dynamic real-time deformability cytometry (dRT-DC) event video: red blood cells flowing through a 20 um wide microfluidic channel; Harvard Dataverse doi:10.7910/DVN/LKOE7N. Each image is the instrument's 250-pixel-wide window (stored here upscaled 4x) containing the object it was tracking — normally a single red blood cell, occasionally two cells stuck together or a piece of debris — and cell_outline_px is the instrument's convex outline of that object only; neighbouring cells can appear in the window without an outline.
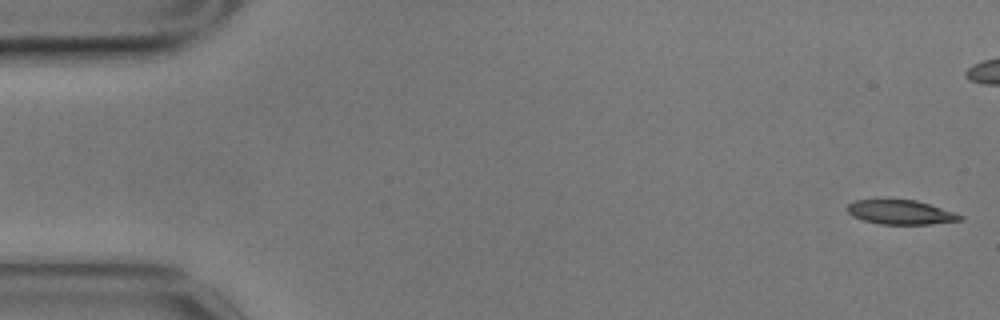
{"species": "common noctule bat (a hibernating species)", "species_latin": "Nyctalus noctula", "temperature_condition": "cold", "stored_images_in_passage": 57, "camera_frame_rate_fps": 3000, "um_per_image_px": 0.085, "animal": {"sex": "male", "body_mass_g": 17.9}, "frame": {"image": 1, "passage_image": 1, "time_ms": 0.0, "image_size_px": [1000, 320], "cell_outline_px": [[964, 216], [960, 220], [932, 224], [880, 224], [864, 220], [852, 216], [848, 212], [848, 204], [852, 200], [916, 200], [956, 212]], "centroid_in_image_um": [76.57, 18.04], "position_along_channel_um": 8.4, "area_um2": 15.9}}
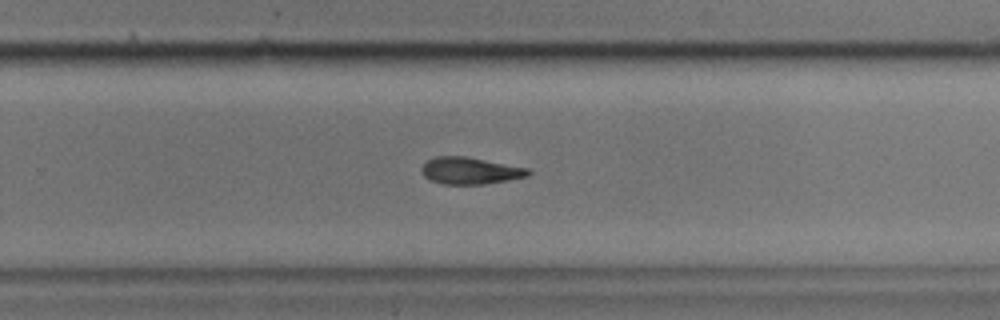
{"frame": {"image": 2, "passage_image": 36, "time_ms": 11.667, "image_size_px": [1000, 320], "cell_outline_px": [[532, 172], [528, 176], [508, 180], [484, 184], [444, 184], [428, 180], [420, 172], [420, 168], [428, 160], [436, 156], [464, 156], [532, 168]], "centroid_in_image_um": [39.98, 14.51], "position_along_channel_um": 289.8, "area_um2": 16.94}}
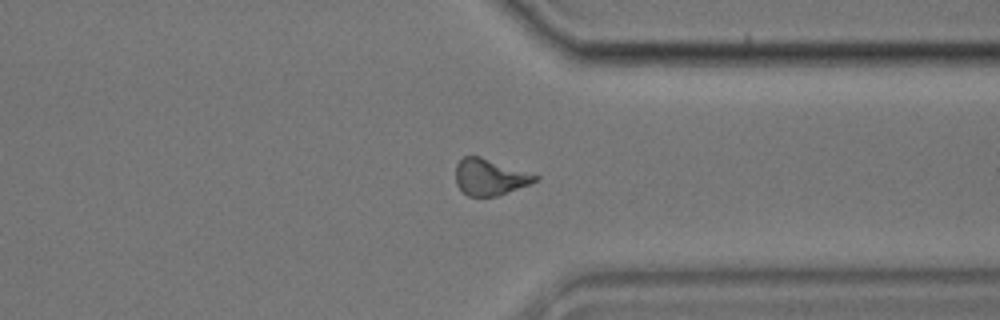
{"frame": {"image": 3, "passage_image": 43, "time_ms": 14.0, "image_size_px": [1000, 320], "cell_outline_px": [[540, 176], [536, 180], [528, 184], [496, 196], [468, 196], [456, 184], [456, 164], [464, 156], [480, 156]], "centroid_in_image_um": [41.6, 15.04], "position_along_channel_um": 369.8, "area_um2": 16.47}, "authors_computed_cell_mechanics": {"area_um2": 17.34, "velocity_mm_per_s": 3.4948, "shape_relaxation_time_tau1_ms": 9.2575, "shape_relaxation_time_tau2_ms": null, "deformation_change_tau1": 0.1936, "deformation_change_tau2": null}}